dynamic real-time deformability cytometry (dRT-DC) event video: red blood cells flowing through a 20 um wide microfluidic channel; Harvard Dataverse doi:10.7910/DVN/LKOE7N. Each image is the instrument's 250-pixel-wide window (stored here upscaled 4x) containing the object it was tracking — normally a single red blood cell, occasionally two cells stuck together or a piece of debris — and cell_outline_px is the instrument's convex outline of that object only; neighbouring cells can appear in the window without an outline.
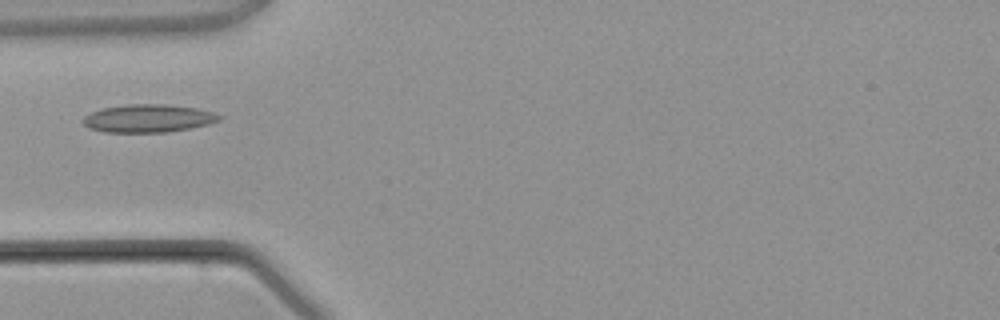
{"species": "common noctule bat (a hibernating species)", "species_latin": "Nyctalus noctula", "temperature_condition": "warm", "stored_images_in_passage": 2, "camera_frame_rate_fps": 3000, "um_per_image_px": 0.085, "animal": {"sex": "male", "body_mass_g": 21.5, "forearm_length_mm": 52.0}, "frame": {"image": 1, "passage_image": 2, "time_ms": 2.0, "image_size_px": [1000, 320], "cell_outline_px": [[224, 116], [220, 120], [208, 124], [168, 132], [104, 132], [88, 128], [80, 120], [84, 116], [92, 112], [104, 108], [128, 104], [164, 104], [196, 108], [216, 112]], "centroid_in_image_um": [12.61, 10.06], "position_along_channel_um": 72.4, "area_um2": 22.25}}